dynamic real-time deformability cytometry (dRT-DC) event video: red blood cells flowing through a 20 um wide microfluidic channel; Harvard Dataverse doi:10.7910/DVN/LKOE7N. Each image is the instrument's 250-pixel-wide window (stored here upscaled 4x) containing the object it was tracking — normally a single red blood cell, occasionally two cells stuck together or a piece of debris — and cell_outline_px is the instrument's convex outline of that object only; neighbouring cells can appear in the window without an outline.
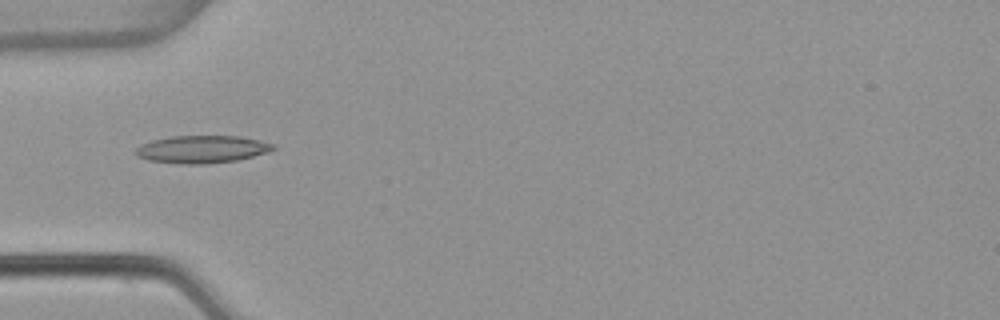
{"species": "common noctule bat (a hibernating species)", "species_latin": "Nyctalus noctula", "temperature_condition": "warm", "stored_images_in_passage": 7, "camera_frame_rate_fps": 3000, "um_per_image_px": 0.085, "animal": {"sex": "female", "body_mass_g": 22.7, "forearm_length_mm": 54.2}, "frame": {"image": 1, "passage_image": 5, "time_ms": 1.333, "image_size_px": [1000, 320], "cell_outline_px": [[276, 148], [268, 152], [236, 160], [204, 164], [180, 164], [148, 160], [136, 156], [132, 152], [140, 144], [152, 140], [172, 136], [240, 136], [260, 140], [276, 144]], "centroid_in_image_um": [17.14, 12.68], "position_along_channel_um": 67.9, "area_um2": 22.25}}
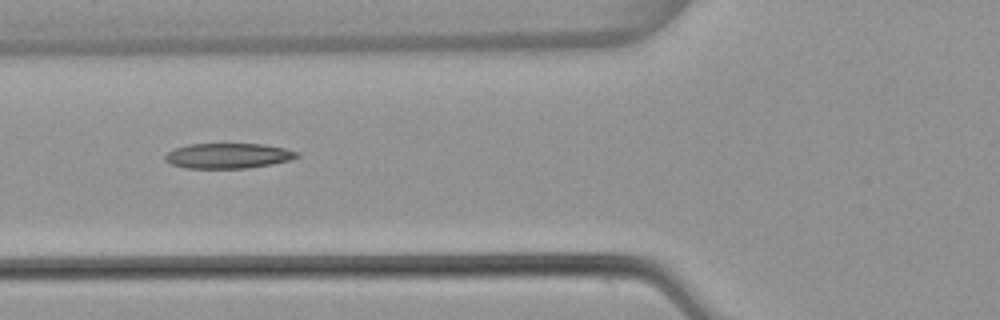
{"frame": {"image": 2, "passage_image": 6, "time_ms": 1.667, "image_size_px": [1000, 320], "cell_outline_px": [[300, 156], [292, 160], [272, 164], [248, 168], [184, 168], [172, 164], [164, 160], [164, 156], [168, 152], [176, 148], [188, 144], [264, 144], [284, 148], [300, 152]], "centroid_in_image_um": [19.43, 13.24], "position_along_channel_um": 106.4, "area_um2": 19.48}}
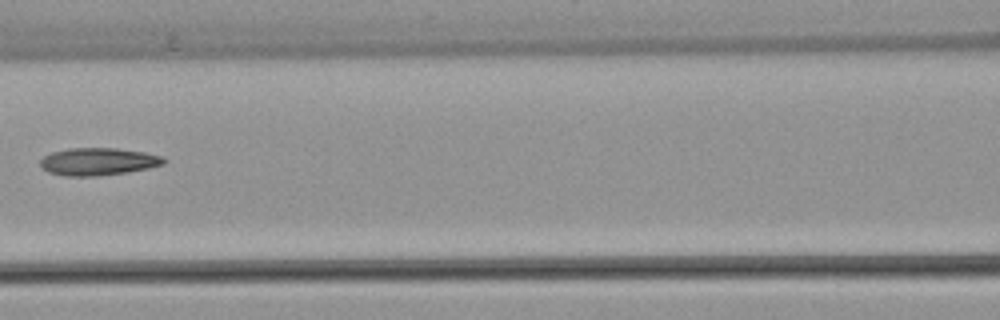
{"frame": {"image": 3, "passage_image": 7, "time_ms": 2.0, "image_size_px": [1000, 320], "cell_outline_px": [[168, 160], [164, 164], [148, 168], [124, 172], [96, 176], [64, 176], [48, 172], [40, 168], [40, 160], [44, 156], [52, 152], [68, 148], [116, 148], [144, 152], [160, 156]], "centroid_in_image_um": [8.3, 13.73], "position_along_channel_um": 158.3, "area_um2": 19.77}}